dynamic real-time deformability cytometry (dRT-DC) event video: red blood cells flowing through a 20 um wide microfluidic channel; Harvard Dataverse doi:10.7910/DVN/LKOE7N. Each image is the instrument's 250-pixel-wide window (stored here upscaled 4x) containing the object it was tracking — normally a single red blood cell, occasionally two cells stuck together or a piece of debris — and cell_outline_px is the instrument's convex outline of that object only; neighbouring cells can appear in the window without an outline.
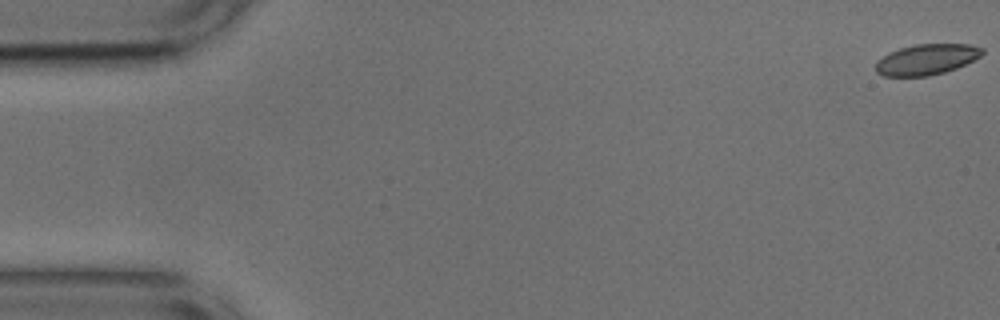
{"species": "common noctule bat (a hibernating species)", "species_latin": "Nyctalus noctula", "temperature_condition": "cold", "stored_images_in_passage": 12, "camera_frame_rate_fps": 3000, "um_per_image_px": 0.085, "animal": {"sex": "male", "body_mass_g": 17.9, "forearm_length_mm": 54.2}, "frame": {"image": 1, "passage_image": 1, "time_ms": 0.0, "image_size_px": [1000, 320], "cell_outline_px": [[984, 52], [980, 56], [956, 68], [944, 72], [928, 76], [880, 76], [876, 72], [876, 60], [888, 52], [900, 48], [916, 44], [968, 44], [984, 48]], "centroid_in_image_um": [78.72, 5.05], "position_along_channel_um": 6.3, "area_um2": 19.07}}
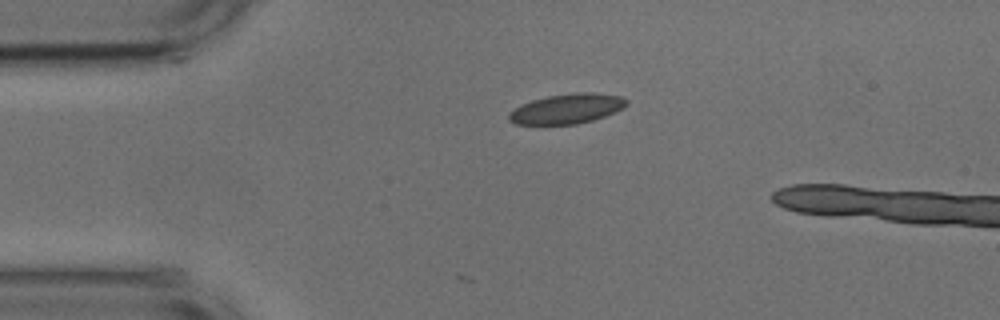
{"frame": {"image": 2, "passage_image": 12, "time_ms": 3.667, "image_size_px": [1000, 320], "cell_outline_px": [[628, 104], [624, 108], [616, 112], [592, 120], [576, 124], [516, 124], [508, 120], [508, 112], [520, 104], [532, 100], [548, 96], [576, 92], [592, 92], [624, 96], [628, 100]], "centroid_in_image_um": [48.21, 9.23], "position_along_channel_um": 36.8, "area_um2": 20.69}}